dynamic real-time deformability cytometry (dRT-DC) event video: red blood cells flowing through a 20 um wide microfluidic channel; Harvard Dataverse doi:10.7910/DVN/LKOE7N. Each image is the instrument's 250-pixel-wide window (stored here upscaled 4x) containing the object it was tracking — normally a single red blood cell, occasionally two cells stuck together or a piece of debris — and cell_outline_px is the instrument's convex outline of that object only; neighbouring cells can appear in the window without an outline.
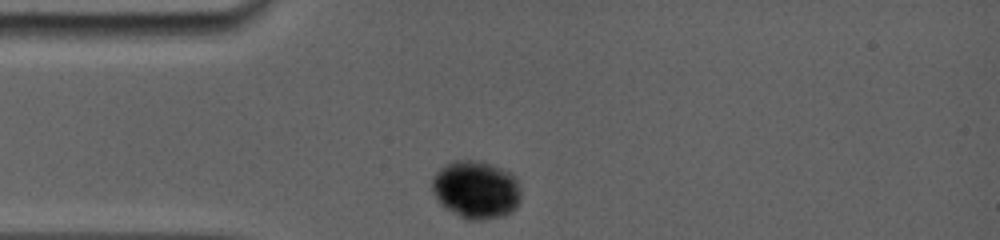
{"species": "common noctule bat (a hibernating species)", "species_latin": "Nyctalus noctula", "temperature_condition": "room temperature", "stored_images_in_passage": 38, "camera_frame_rate_fps": 5000, "um_per_image_px": 0.085, "animal": {"sex": "female", "body_mass_g": 19.0, "forearm_length_mm": 56.7}, "frame": {"image": 1, "passage_image": 1, "time_ms": 0.0, "image_size_px": [1000, 240], "cell_outline_px": [[520, 200], [516, 208], [512, 212], [504, 216], [488, 220], [464, 220], [444, 208], [436, 200], [432, 192], [432, 176], [444, 164], [452, 160], [480, 160], [504, 168], [512, 172], [516, 176], [520, 184]], "centroid_in_image_um": [40.47, 16.12], "position_along_channel_um": 44.5, "area_um2": 31.1}}
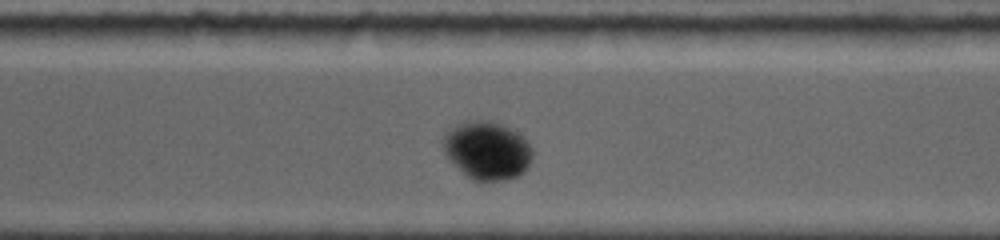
{"frame": {"image": 2, "passage_image": 27, "time_ms": 8.8, "image_size_px": [1000, 240], "cell_outline_px": [[532, 160], [528, 168], [524, 172], [508, 180], [472, 180], [456, 168], [444, 156], [444, 136], [456, 124], [464, 120], [492, 120], [504, 124], [512, 128], [524, 136], [532, 148]], "centroid_in_image_um": [41.42, 12.77], "position_along_channel_um": 329.2, "area_um2": 30.87}}
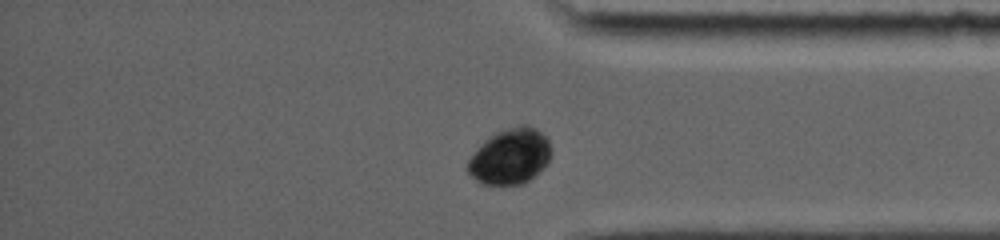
{"frame": {"image": 3, "passage_image": 33, "time_ms": 10.6, "image_size_px": [1000, 240], "cell_outline_px": [[552, 152], [548, 164], [524, 184], [480, 184], [468, 176], [464, 168], [468, 160], [476, 148], [484, 140], [496, 132], [504, 128], [520, 124], [528, 124], [536, 128], [548, 140], [552, 148]], "centroid_in_image_um": [43.33, 13.29], "position_along_channel_um": 391.9, "area_um2": 27.74}}